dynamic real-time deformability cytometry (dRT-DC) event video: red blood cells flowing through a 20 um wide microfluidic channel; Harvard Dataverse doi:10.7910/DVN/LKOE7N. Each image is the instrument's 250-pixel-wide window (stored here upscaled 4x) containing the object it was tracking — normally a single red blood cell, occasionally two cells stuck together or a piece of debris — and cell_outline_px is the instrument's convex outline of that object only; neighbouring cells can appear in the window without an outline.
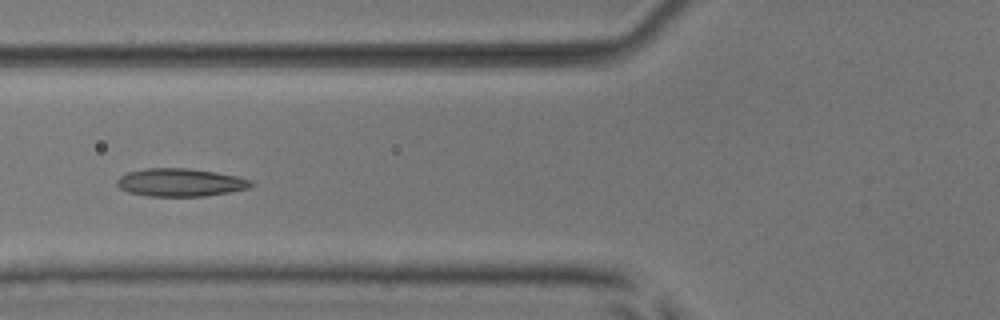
{"species": "common noctule bat (a hibernating species)", "species_latin": "Nyctalus noctula", "temperature_condition": "room temperature", "stored_images_in_passage": 5, "camera_frame_rate_fps": 3000, "um_per_image_px": 0.085, "animal": {"sex": "male", "body_mass_g": 17.9, "forearm_length_mm": 54.2}, "frame": {"image": 1, "passage_image": 5, "time_ms": 1.333, "image_size_px": [1000, 320], "cell_outline_px": [[256, 184], [248, 188], [228, 192], [204, 196], [148, 196], [128, 192], [120, 188], [116, 184], [116, 180], [120, 176], [128, 172], [144, 168], [188, 168], [216, 172], [236, 176], [252, 180]], "centroid_in_image_um": [15.32, 15.5], "position_along_channel_um": 110.5, "area_um2": 21.91}}